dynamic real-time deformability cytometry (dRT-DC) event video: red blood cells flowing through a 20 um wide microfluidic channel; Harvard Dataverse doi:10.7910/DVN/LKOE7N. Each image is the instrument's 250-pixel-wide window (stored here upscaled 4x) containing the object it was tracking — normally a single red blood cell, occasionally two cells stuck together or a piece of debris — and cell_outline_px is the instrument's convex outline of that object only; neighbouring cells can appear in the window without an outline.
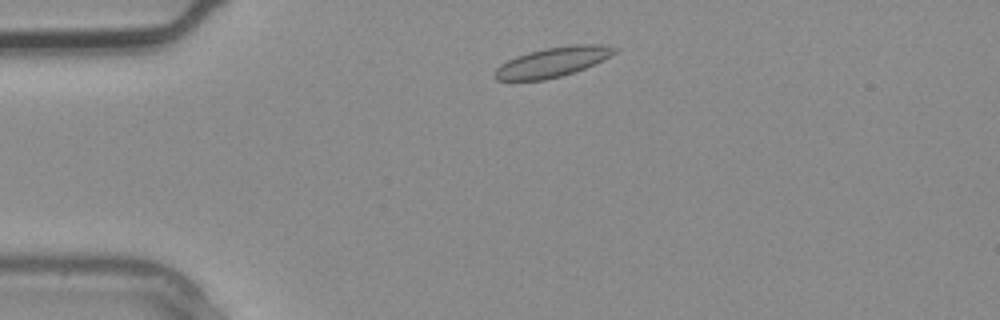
{"species": "common noctule bat (a hibernating species)", "species_latin": "Nyctalus noctula", "temperature_condition": "warm", "stored_images_in_passage": 2, "camera_frame_rate_fps": 3000, "um_per_image_px": 0.085, "animal": {"sex": "male", "body_mass_g": 20.4}, "frame": {"image": 1, "passage_image": 1, "time_ms": 0.0, "image_size_px": [1000, 320], "cell_outline_px": [[620, 48], [616, 52], [584, 68], [560, 76], [544, 80], [496, 80], [492, 76], [496, 68], [500, 64], [516, 56], [528, 52], [544, 48], [572, 44], [600, 44]], "centroid_in_image_um": [46.92, 5.26], "position_along_channel_um": 38.1, "area_um2": 20.58}}